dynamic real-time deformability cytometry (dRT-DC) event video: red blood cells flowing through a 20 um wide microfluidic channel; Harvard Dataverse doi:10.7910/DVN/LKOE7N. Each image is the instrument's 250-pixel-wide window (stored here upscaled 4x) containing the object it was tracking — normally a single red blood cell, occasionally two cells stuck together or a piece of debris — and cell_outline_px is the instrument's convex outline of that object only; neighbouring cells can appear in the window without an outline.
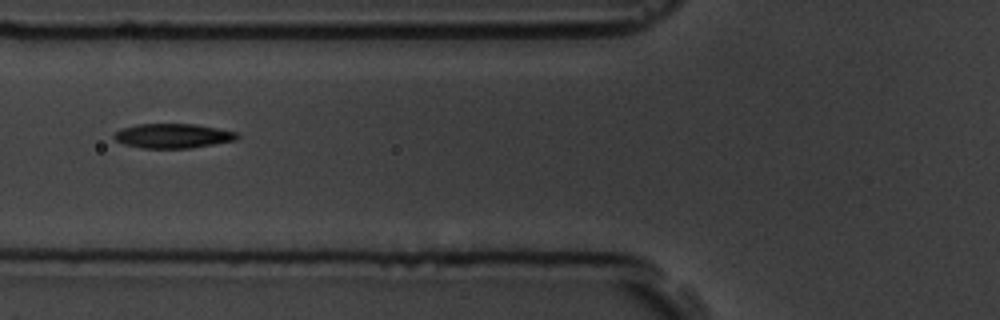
{"species": "common noctule bat (a hibernating species)", "species_latin": "Nyctalus noctula", "temperature_condition": "room temperature", "stored_images_in_passage": 4, "camera_frame_rate_fps": 3000, "um_per_image_px": 0.085, "animal": {"sex": "male", "body_mass_g": 19.5, "forearm_length_mm": 54.6}, "frame": {"image": 1, "passage_image": 2, "time_ms": 1.0, "image_size_px": [1000, 320], "cell_outline_px": [[240, 136], [236, 140], [192, 148], [144, 148], [124, 144], [116, 140], [112, 136], [120, 128], [136, 124], [196, 124], [236, 132]], "centroid_in_image_um": [14.68, 11.54], "position_along_channel_um": 111.1, "area_um2": 17.57}}
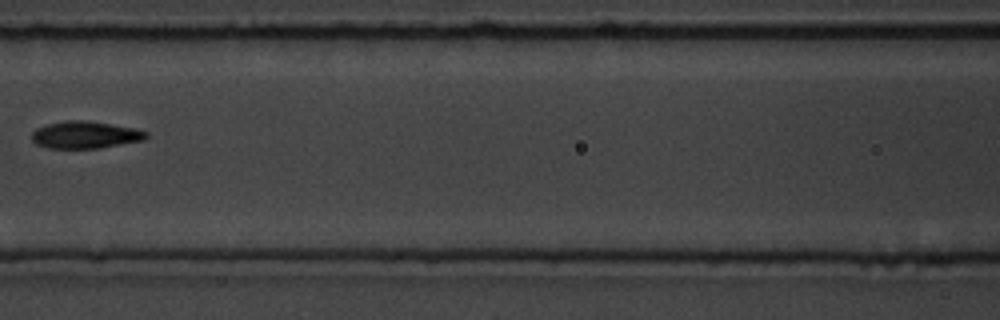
{"frame": {"image": 2, "passage_image": 3, "time_ms": 2.333, "image_size_px": [1000, 320], "cell_outline_px": [[148, 136], [144, 140], [100, 148], [48, 148], [36, 144], [32, 140], [32, 132], [36, 128], [48, 124], [68, 120], [84, 120], [136, 128], [148, 132]], "centroid_in_image_um": [7.25, 11.46], "position_along_channel_um": 159.3, "area_um2": 18.09}}
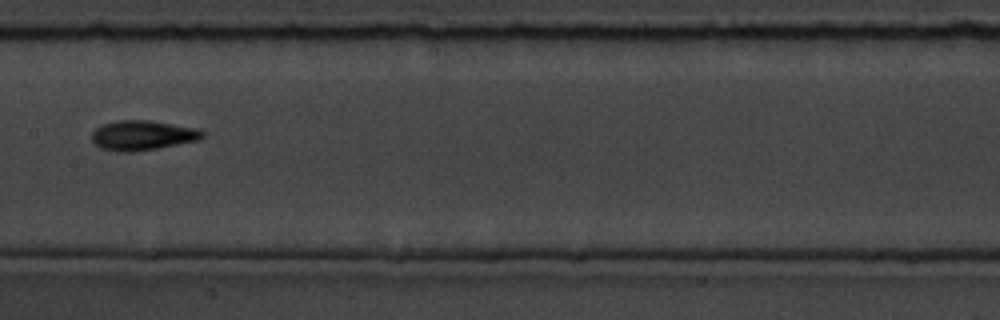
{"frame": {"image": 3, "passage_image": 4, "time_ms": 3.333, "image_size_px": [1000, 320], "cell_outline_px": [[204, 136], [200, 140], [156, 148], [132, 152], [120, 152], [100, 148], [92, 140], [92, 132], [100, 124], [116, 120], [152, 120], [196, 128], [204, 132]], "centroid_in_image_um": [12.1, 11.49], "position_along_channel_um": 195.3, "area_um2": 19.31}}